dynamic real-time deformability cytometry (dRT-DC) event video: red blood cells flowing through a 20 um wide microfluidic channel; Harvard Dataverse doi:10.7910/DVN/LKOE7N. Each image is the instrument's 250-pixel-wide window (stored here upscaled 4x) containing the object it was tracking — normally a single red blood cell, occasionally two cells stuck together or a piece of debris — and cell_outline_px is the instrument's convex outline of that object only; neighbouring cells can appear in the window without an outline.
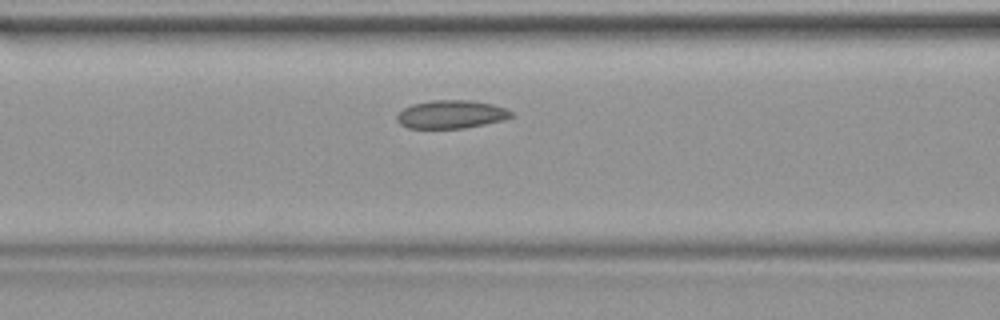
{"species": "common noctule bat (a hibernating species)", "species_latin": "Nyctalus noctula", "temperature_condition": "warm", "stored_images_in_passage": 36, "camera_frame_rate_fps": 3000, "um_per_image_px": 0.085, "animal": {"sex": "female", "body_mass_g": 19.9}, "frame": {"image": 1, "passage_image": 11, "time_ms": 3.333, "image_size_px": [1000, 320], "cell_outline_px": [[516, 116], [504, 120], [464, 128], [408, 128], [400, 124], [396, 120], [396, 116], [404, 108], [412, 104], [432, 100], [472, 100], [492, 104], [504, 108], [512, 112]], "centroid_in_image_um": [38.36, 9.72], "position_along_channel_um": 128.2, "area_um2": 18.84}}